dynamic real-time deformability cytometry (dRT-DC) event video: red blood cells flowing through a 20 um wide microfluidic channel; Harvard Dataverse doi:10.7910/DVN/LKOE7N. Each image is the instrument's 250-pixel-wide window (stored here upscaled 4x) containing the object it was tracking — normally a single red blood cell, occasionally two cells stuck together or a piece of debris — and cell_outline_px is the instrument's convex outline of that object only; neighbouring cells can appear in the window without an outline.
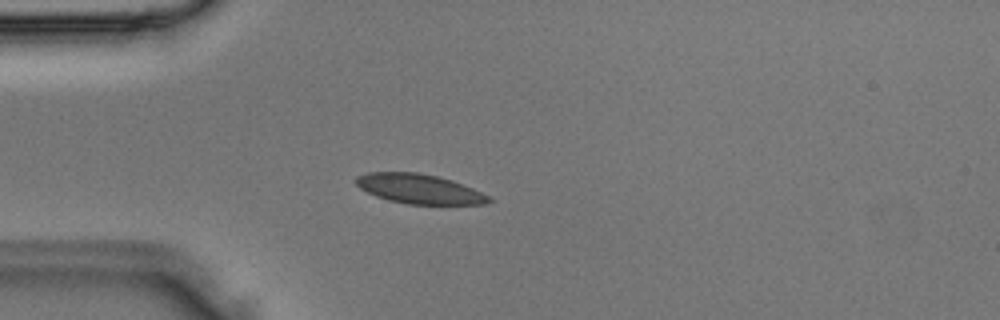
{"species": "Egyptian fruit bat (a non-hibernating species)", "species_latin": "Rousettus aegyptiacus", "temperature_condition": "room temperature", "stored_images_in_passage": 4, "camera_frame_rate_fps": 3000, "um_per_image_px": 0.085, "animal": {"sex": "male"}, "frame": {"image": 1, "passage_image": 4, "time_ms": 1.0, "image_size_px": [1000, 320], "cell_outline_px": [[492, 200], [484, 204], [408, 204], [388, 200], [376, 196], [360, 188], [356, 184], [356, 176], [368, 172], [416, 172], [436, 176], [452, 180], [472, 188], [488, 196]], "centroid_in_image_um": [35.6, 16.05], "position_along_channel_um": 49.4, "area_um2": 22.66}}